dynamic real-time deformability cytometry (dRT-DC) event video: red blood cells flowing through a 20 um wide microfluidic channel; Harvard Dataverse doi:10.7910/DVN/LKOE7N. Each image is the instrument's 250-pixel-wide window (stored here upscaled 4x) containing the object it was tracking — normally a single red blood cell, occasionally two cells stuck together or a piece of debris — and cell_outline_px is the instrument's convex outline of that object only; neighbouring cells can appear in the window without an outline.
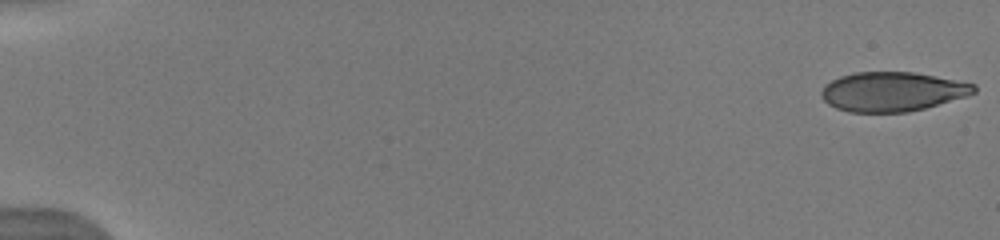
{"species": "human", "species_latin": "Homo sapiens", "temperature_condition": "warm", "stored_images_in_passage": 16, "camera_frame_rate_fps": 3000, "um_per_image_px": 0.085, "donor": {"sex": "male"}, "frame": {"image": 1, "passage_image": 1, "time_ms": 0.0, "image_size_px": [1000, 240], "cell_outline_px": [[976, 92], [968, 96], [924, 108], [908, 112], [848, 112], [836, 108], [828, 104], [820, 96], [820, 92], [824, 84], [840, 76], [852, 72], [912, 72], [936, 76], [976, 84]], "centroid_in_image_um": [75.83, 7.79], "position_along_channel_um": 9.2, "area_um2": 35.2}}
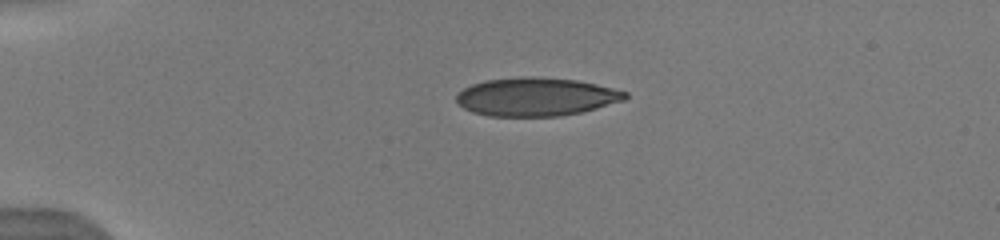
{"frame": {"image": 2, "passage_image": 10, "time_ms": 4.0, "image_size_px": [1000, 240], "cell_outline_px": [[628, 96], [624, 100], [596, 108], [580, 112], [560, 116], [488, 116], [472, 112], [456, 104], [456, 92], [472, 84], [484, 80], [520, 76], [532, 76], [576, 80], [596, 84], [628, 92]], "centroid_in_image_um": [45.51, 8.22], "position_along_channel_um": 39.5, "area_um2": 37.92}}